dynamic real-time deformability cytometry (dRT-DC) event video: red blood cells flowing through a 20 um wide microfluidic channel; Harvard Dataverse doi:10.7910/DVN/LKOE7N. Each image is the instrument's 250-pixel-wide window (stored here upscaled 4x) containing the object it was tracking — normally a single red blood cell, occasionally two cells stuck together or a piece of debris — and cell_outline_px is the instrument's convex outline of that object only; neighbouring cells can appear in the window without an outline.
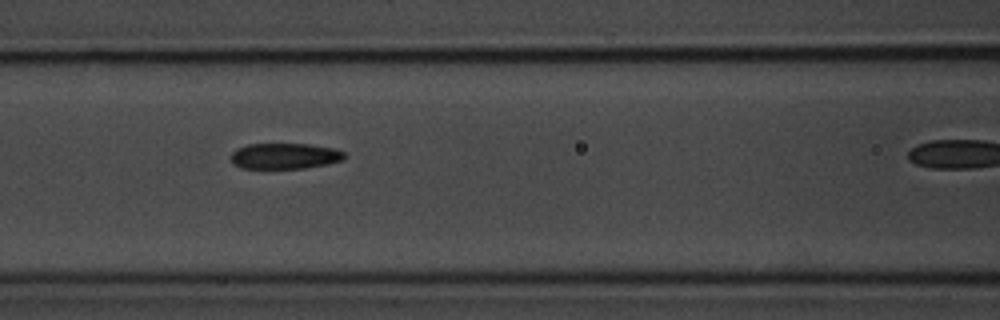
{"species": "common noctule bat (a hibernating species)", "species_latin": "Nyctalus noctula", "temperature_condition": "room temperature", "stored_images_in_passage": 7, "camera_frame_rate_fps": 3000, "um_per_image_px": 0.085, "animal": {"sex": "male", "body_mass_g": 20.1, "forearm_length_mm": 53.5}, "frame": {"image": 1, "passage_image": 6, "time_ms": 5.667, "image_size_px": [1000, 320], "cell_outline_px": [[344, 160], [328, 164], [304, 168], [240, 168], [232, 164], [232, 152], [236, 148], [248, 144], [308, 144], [332, 148], [344, 152]], "centroid_in_image_um": [24.18, 13.26], "position_along_channel_um": 142.4, "area_um2": 17.05}}